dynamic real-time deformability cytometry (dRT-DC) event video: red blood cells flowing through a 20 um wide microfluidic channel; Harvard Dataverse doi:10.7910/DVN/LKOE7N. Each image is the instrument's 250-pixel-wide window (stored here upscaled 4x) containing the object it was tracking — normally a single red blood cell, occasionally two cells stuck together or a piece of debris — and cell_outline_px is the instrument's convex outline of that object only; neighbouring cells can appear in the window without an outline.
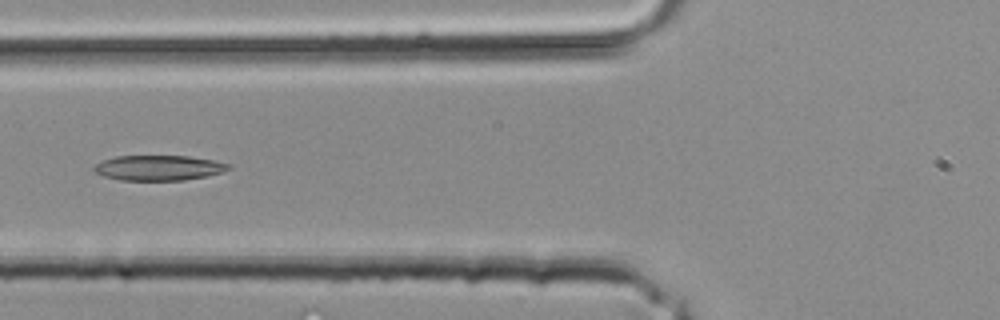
{"species": "common noctule bat (a hibernating species)", "species_latin": "Nyctalus noctula", "temperature_condition": "room temperature", "stored_images_in_passage": 25, "segment_of_instrument_passage": [1, 2], "camera_frame_rate_fps": 3000, "um_per_image_px": 0.085, "animal": {"sex": "male", "body_mass_g": 20.4}, "frame": {"image": 1, "passage_image": 3, "time_ms": 0.667, "image_size_px": [1000, 320], "cell_outline_px": [[232, 168], [224, 172], [208, 176], [184, 180], [120, 180], [104, 176], [96, 172], [92, 168], [96, 164], [104, 160], [116, 156], [188, 156], [212, 160], [228, 164]], "centroid_in_image_um": [13.51, 14.27], "position_along_channel_um": 112.3, "area_um2": 19.65}}
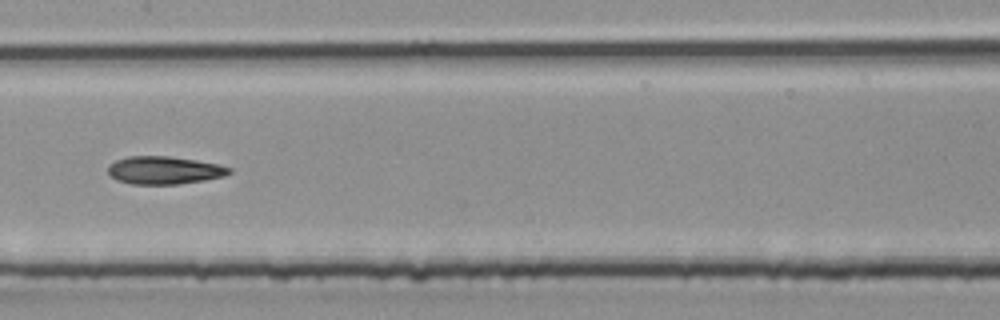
{"frame": {"image": 2, "passage_image": 7, "time_ms": 2.0, "image_size_px": [1000, 320], "cell_outline_px": [[232, 172], [224, 176], [204, 180], [176, 184], [132, 184], [116, 180], [108, 172], [108, 164], [116, 160], [128, 156], [168, 156], [196, 160], [216, 164], [232, 168]], "centroid_in_image_um": [13.94, 14.47], "position_along_channel_um": 193.5, "area_um2": 19.59}}
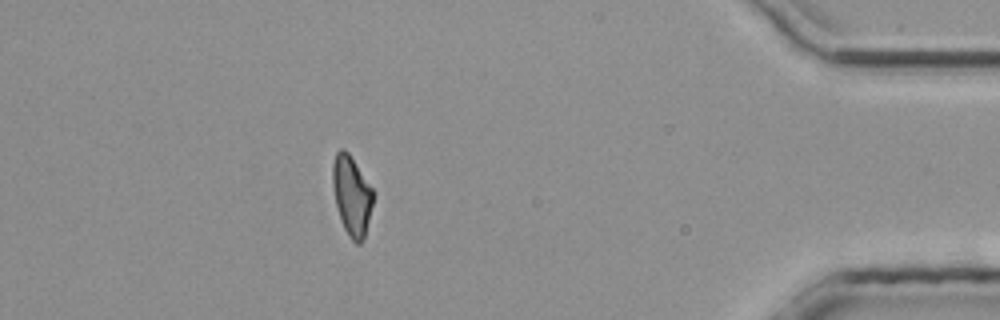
{"frame": {"image": 3, "passage_image": 20, "time_ms": 6.333, "image_size_px": [1000, 320], "cell_outline_px": [[372, 204], [364, 236], [360, 244], [356, 244], [352, 240], [344, 228], [336, 204], [332, 184], [332, 164], [336, 152], [340, 148], [344, 148], [348, 152], [372, 188]], "centroid_in_image_um": [29.86, 16.58], "position_along_channel_um": 405.3, "area_um2": 18.32}}